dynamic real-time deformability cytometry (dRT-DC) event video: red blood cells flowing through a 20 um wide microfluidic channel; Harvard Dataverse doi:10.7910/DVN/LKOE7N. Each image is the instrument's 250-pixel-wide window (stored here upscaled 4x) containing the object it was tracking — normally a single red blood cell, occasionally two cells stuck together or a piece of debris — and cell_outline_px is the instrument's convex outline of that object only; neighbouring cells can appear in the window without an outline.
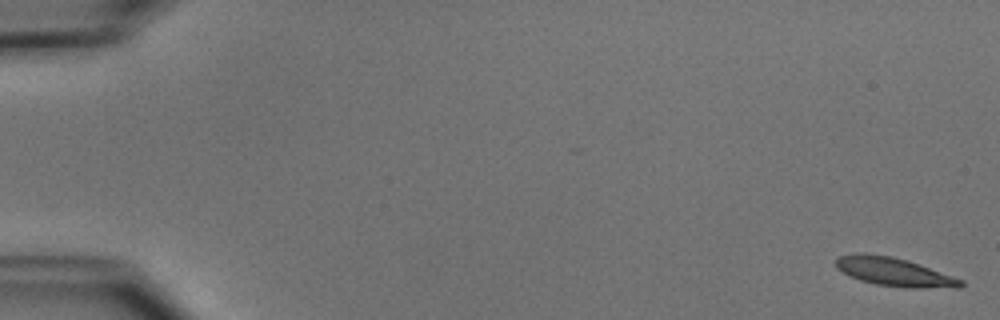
{"species": "common noctule bat (a hibernating species)", "species_latin": "Nyctalus noctula", "temperature_condition": "cold", "stored_images_in_passage": 52, "camera_frame_rate_fps": 3000, "um_per_image_px": 0.085, "animal": {"sex": "male", "body_mass_g": 15.6}, "frame": {"image": 1, "passage_image": 1, "time_ms": 0.0, "image_size_px": [1000, 320], "cell_outline_px": [[964, 284], [960, 288], [908, 288], [876, 284], [860, 280], [836, 268], [836, 256], [856, 252], [864, 252], [892, 256], [908, 260], [920, 264], [964, 280]], "centroid_in_image_um": [76.02, 23.1], "position_along_channel_um": 9.0, "area_um2": 21.04}}
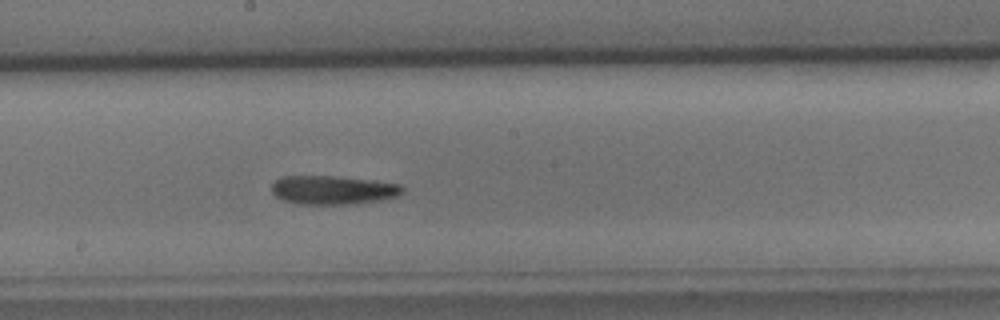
{"frame": {"image": 2, "passage_image": 29, "time_ms": 9.333, "image_size_px": [1000, 320], "cell_outline_px": [[404, 192], [396, 196], [380, 200], [356, 204], [300, 204], [284, 200], [276, 196], [272, 192], [272, 184], [276, 180], [284, 176], [332, 176], [368, 180], [400, 184], [404, 188]], "centroid_in_image_um": [28.3, 16.15], "position_along_channel_um": 219.9, "area_um2": 21.73}}
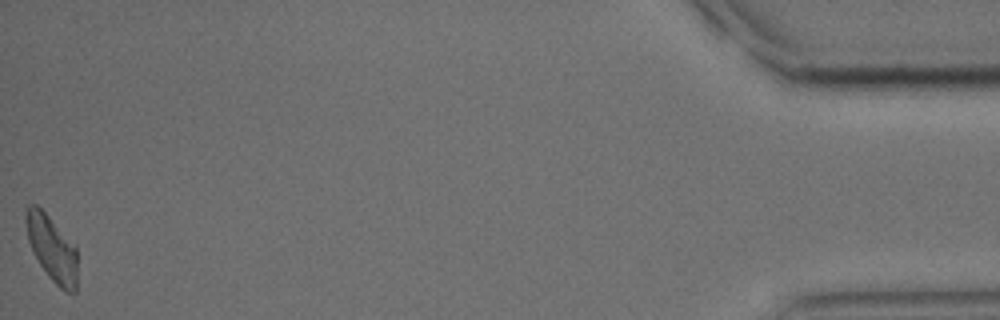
{"frame": {"image": 3, "passage_image": 52, "time_ms": 17.0, "image_size_px": [1000, 320], "cell_outline_px": [[76, 292], [64, 292], [48, 276], [40, 264], [28, 240], [24, 220], [24, 208], [28, 204], [36, 204], [76, 244]], "centroid_in_image_um": [4.4, 21.07], "position_along_channel_um": 430.8, "area_um2": 19.77}, "authors_computed_cell_mechanics": {"area_um2": 21.0103, "velocity_mm_per_s": 3.8964, "shape_relaxation_time_tau1_ms": 11.2865, "shape_relaxation_time_tau2_ms": null, "deformation_change_tau1": 0.252, "deformation_change_tau2": null}}